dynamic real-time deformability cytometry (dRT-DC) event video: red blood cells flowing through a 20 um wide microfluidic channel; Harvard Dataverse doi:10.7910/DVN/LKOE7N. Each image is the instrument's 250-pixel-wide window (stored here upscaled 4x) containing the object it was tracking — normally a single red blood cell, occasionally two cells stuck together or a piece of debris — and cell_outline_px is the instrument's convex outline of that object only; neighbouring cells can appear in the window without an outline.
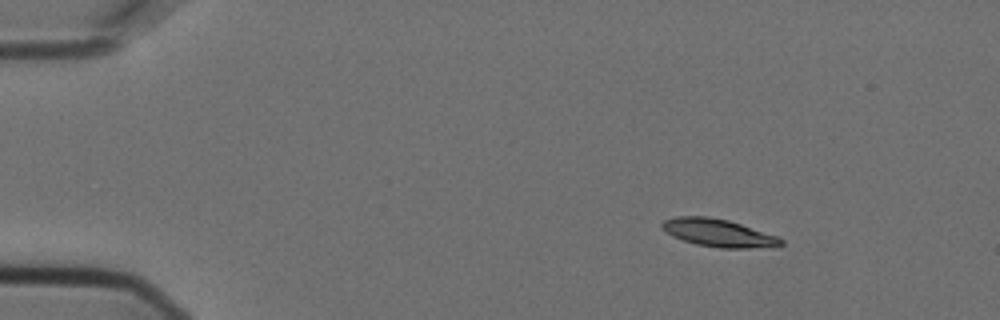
{"species": "Egyptian fruit bat (a non-hibernating species)", "species_latin": "Rousettus aegyptiacus", "temperature_condition": "cold", "stored_images_in_passage": 6, "camera_frame_rate_fps": 3000, "um_per_image_px": 0.085, "animal": {"sex": "female"}, "frame": {"image": 1, "passage_image": 1, "time_ms": 0.0, "image_size_px": [1000, 320], "cell_outline_px": [[784, 244], [776, 248], [720, 248], [696, 244], [680, 240], [672, 236], [660, 228], [660, 224], [664, 220], [676, 216], [708, 216], [728, 220], [776, 236], [784, 240]], "centroid_in_image_um": [61.05, 19.81], "position_along_channel_um": 23.9, "area_um2": 19.48}}
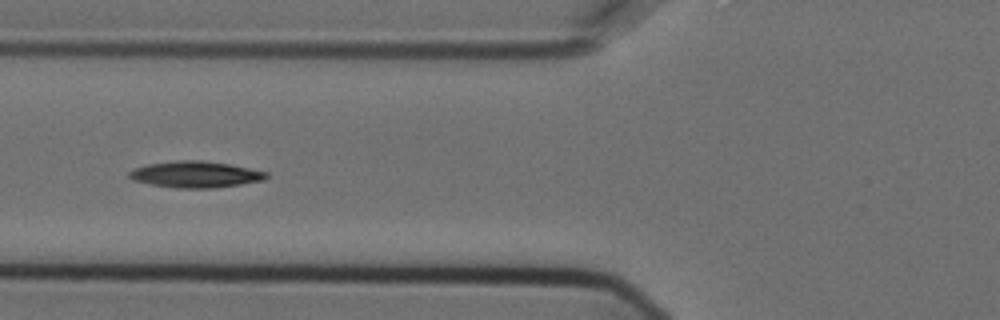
{"frame": {"image": 2, "passage_image": 5, "time_ms": 1.333, "image_size_px": [1000, 320], "cell_outline_px": [[268, 176], [264, 180], [216, 188], [176, 188], [152, 184], [132, 180], [128, 176], [128, 172], [136, 168], [148, 164], [176, 160], [200, 160], [228, 164], [268, 172]], "centroid_in_image_um": [16.61, 14.83], "position_along_channel_um": 109.2, "area_um2": 20.92}}
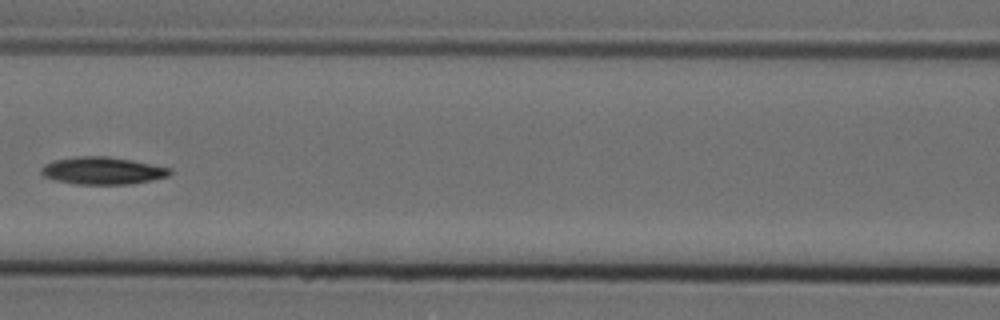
{"frame": {"image": 3, "passage_image": 6, "time_ms": 1.667, "image_size_px": [1000, 320], "cell_outline_px": [[172, 172], [168, 176], [152, 180], [132, 184], [76, 184], [56, 180], [44, 176], [40, 172], [40, 168], [44, 164], [56, 160], [76, 156], [108, 156], [132, 160], [172, 168]], "centroid_in_image_um": [8.73, 14.5], "position_along_channel_um": 157.9, "area_um2": 20.58}}